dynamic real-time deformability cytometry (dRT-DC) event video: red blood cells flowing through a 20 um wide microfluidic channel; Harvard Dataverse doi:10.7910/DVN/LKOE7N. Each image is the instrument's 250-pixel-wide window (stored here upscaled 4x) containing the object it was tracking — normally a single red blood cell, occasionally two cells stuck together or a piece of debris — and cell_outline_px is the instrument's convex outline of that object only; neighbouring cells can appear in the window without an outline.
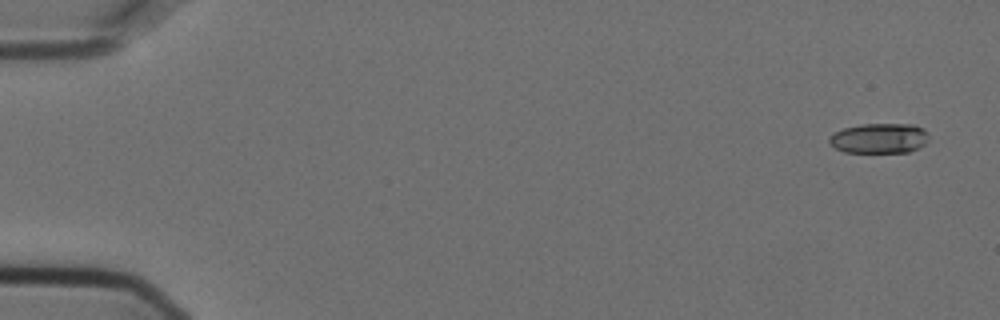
{"species": "Egyptian fruit bat (a non-hibernating species)", "species_latin": "Rousettus aegyptiacus", "temperature_condition": "cold", "stored_images_in_passage": 5, "camera_frame_rate_fps": 3000, "um_per_image_px": 0.085, "animal": {"sex": "female"}, "frame": {"image": 1, "passage_image": 1, "time_ms": 0.0, "image_size_px": [1000, 320], "cell_outline_px": [[928, 140], [924, 144], [908, 152], [844, 152], [836, 148], [828, 140], [828, 136], [844, 128], [860, 124], [912, 124], [924, 128], [928, 132]], "centroid_in_image_um": [74.75, 11.74], "position_along_channel_um": 10.3, "area_um2": 17.4}}
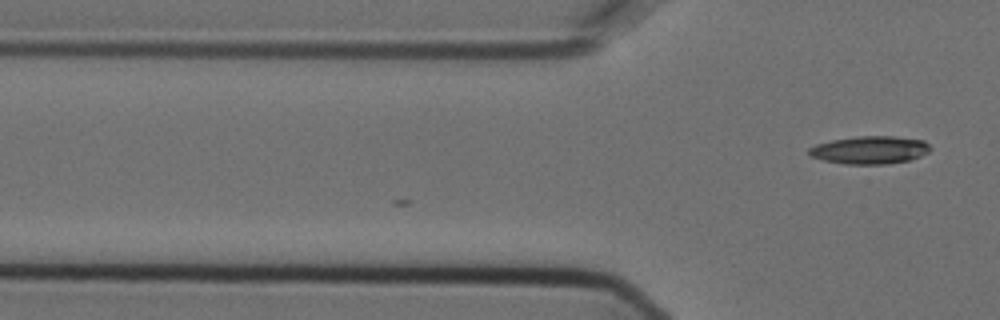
{"frame": {"image": 2, "passage_image": 5, "time_ms": 1.333, "image_size_px": [1000, 320], "cell_outline_px": [[932, 148], [928, 152], [920, 156], [908, 160], [888, 164], [848, 164], [824, 160], [812, 156], [808, 152], [808, 148], [816, 144], [832, 140], [856, 136], [896, 136], [924, 140]], "centroid_in_image_um": [73.96, 12.74], "position_along_channel_um": 51.8, "area_um2": 19.65}}